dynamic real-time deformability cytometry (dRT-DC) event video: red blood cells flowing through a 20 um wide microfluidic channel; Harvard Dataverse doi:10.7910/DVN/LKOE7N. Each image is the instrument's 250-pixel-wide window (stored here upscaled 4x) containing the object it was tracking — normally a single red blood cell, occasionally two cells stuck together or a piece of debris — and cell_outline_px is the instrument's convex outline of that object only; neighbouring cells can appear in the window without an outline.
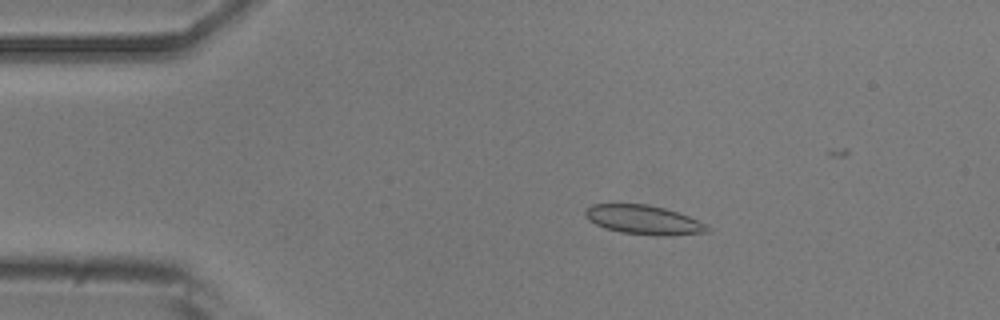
{"species": "common noctule bat (a hibernating species)", "species_latin": "Nyctalus noctula", "temperature_condition": "room temperature", "stored_images_in_passage": 7, "camera_frame_rate_fps": 3000, "um_per_image_px": 0.085, "animal": {"sex": "male", "body_mass_g": 20.5, "forearm_length_mm": 52.5}, "frame": {"image": 1, "passage_image": 2, "time_ms": 1.0, "image_size_px": [1000, 320], "cell_outline_px": [[712, 228], [708, 232], [672, 236], [656, 236], [620, 232], [604, 228], [588, 220], [584, 216], [584, 212], [592, 204], [648, 204], [664, 208], [688, 216], [708, 224]], "centroid_in_image_um": [54.74, 18.7], "position_along_channel_um": 30.3, "area_um2": 20.98}}
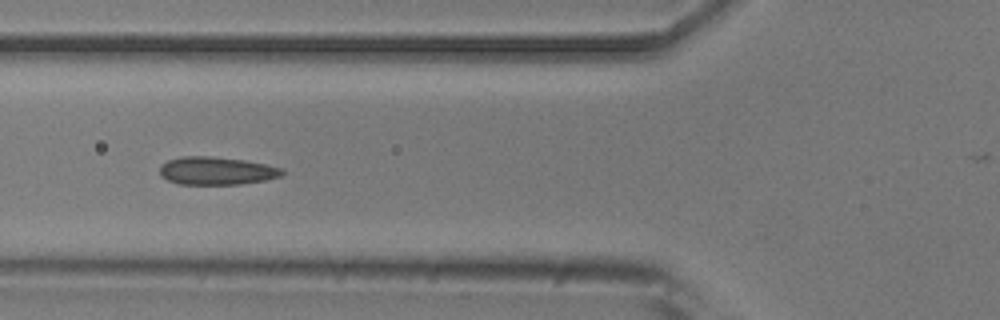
{"frame": {"image": 2, "passage_image": 5, "time_ms": 4.333, "image_size_px": [1000, 320], "cell_outline_px": [[288, 172], [280, 176], [264, 180], [240, 184], [180, 184], [168, 180], [160, 176], [160, 164], [168, 160], [180, 156], [212, 156], [244, 160], [284, 168]], "centroid_in_image_um": [18.41, 14.51], "position_along_channel_um": 107.4, "area_um2": 20.06}}
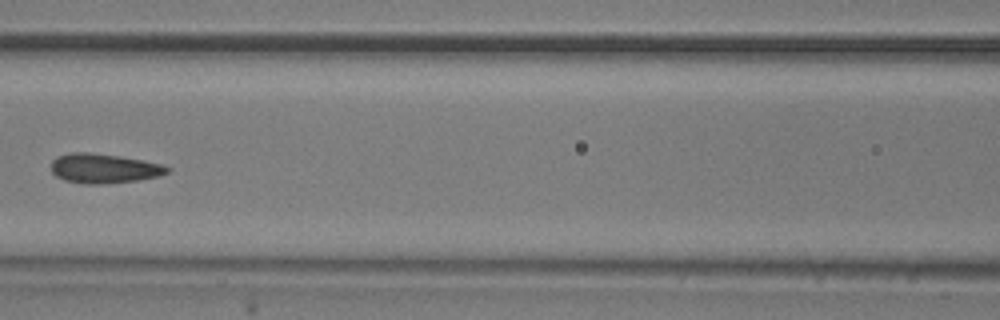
{"frame": {"image": 3, "passage_image": 6, "time_ms": 5.667, "image_size_px": [1000, 320], "cell_outline_px": [[172, 168], [168, 172], [160, 176], [136, 180], [100, 184], [84, 184], [64, 180], [56, 176], [52, 172], [52, 160], [56, 156], [72, 152], [88, 152], [120, 156], [144, 160], [160, 164]], "centroid_in_image_um": [8.82, 14.31], "position_along_channel_um": 157.8, "area_um2": 20.0}}